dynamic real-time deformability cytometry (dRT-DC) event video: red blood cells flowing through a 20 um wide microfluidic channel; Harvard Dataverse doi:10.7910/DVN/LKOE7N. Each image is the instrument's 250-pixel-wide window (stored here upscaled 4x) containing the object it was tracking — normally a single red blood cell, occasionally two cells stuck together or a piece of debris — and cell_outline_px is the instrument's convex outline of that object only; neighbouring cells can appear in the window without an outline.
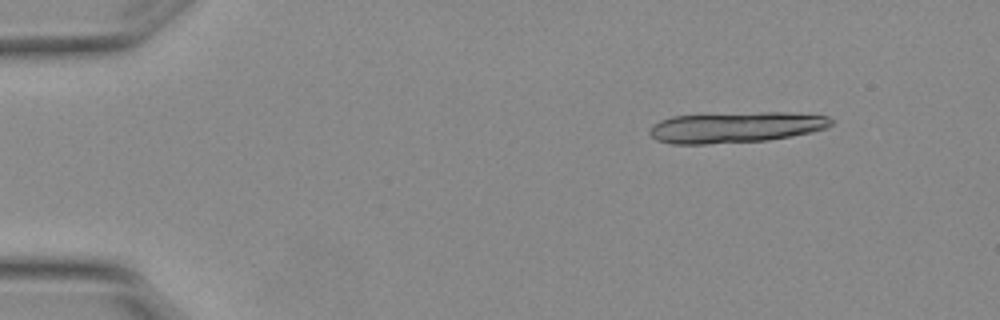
{"species": "Egyptian fruit bat (a non-hibernating species)", "species_latin": "Rousettus aegyptiacus", "temperature_condition": "warm", "stored_images_in_passage": 7, "segment_of_instrument_passage": [1, 2], "camera_frame_rate_fps": 3000, "um_per_image_px": 0.085, "animal": {"sex": "female"}, "frame": {"image": 1, "passage_image": 2, "time_ms": 0.333, "image_size_px": [1000, 320], "cell_outline_px": [[836, 120], [828, 128], [812, 132], [792, 136], [768, 140], [704, 144], [672, 144], [656, 140], [648, 132], [652, 124], [660, 120], [672, 116], [760, 112], [792, 112], [828, 116]], "centroid_in_image_um": [62.58, 10.81], "position_along_channel_um": 22.4, "area_um2": 32.89}}